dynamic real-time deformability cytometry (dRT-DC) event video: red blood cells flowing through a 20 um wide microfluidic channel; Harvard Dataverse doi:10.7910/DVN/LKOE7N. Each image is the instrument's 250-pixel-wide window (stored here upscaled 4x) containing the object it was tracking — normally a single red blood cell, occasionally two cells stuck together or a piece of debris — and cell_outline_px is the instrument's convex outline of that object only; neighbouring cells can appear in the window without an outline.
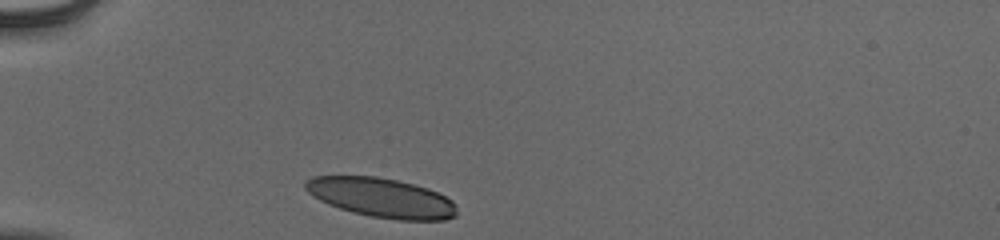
{"species": "human", "species_latin": "Homo sapiens", "temperature_condition": "cold", "stored_images_in_passage": 31, "camera_frame_rate_fps": 3000, "um_per_image_px": 0.085, "donor": {"sex": "male"}, "frame": {"image": 1, "passage_image": 1, "time_ms": 0.0, "image_size_px": [1000, 240], "cell_outline_px": [[456, 216], [444, 220], [396, 220], [372, 216], [352, 212], [328, 204], [312, 196], [304, 188], [304, 184], [312, 176], [376, 176], [396, 180], [428, 188], [452, 200], [456, 204]], "centroid_in_image_um": [32.42, 16.8], "position_along_channel_um": 52.6, "area_um2": 34.68}}
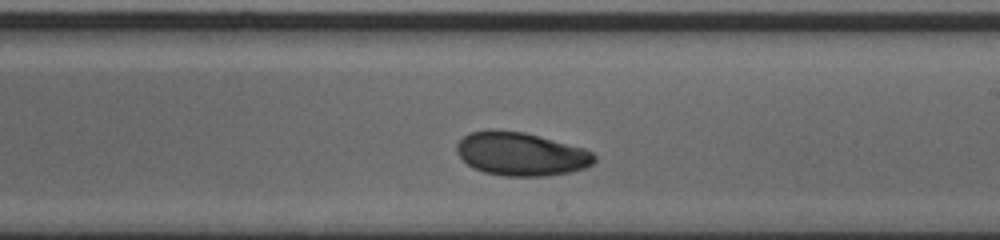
{"frame": {"image": 2, "passage_image": 18, "time_ms": 5.667, "image_size_px": [1000, 240], "cell_outline_px": [[596, 160], [592, 164], [584, 168], [568, 172], [548, 176], [504, 176], [484, 172], [472, 168], [456, 152], [456, 144], [464, 136], [472, 132], [488, 128], [492, 128], [524, 132], [584, 148], [592, 152], [596, 156]], "centroid_in_image_um": [44.26, 13.08], "position_along_channel_um": 244.7, "area_um2": 34.97}}
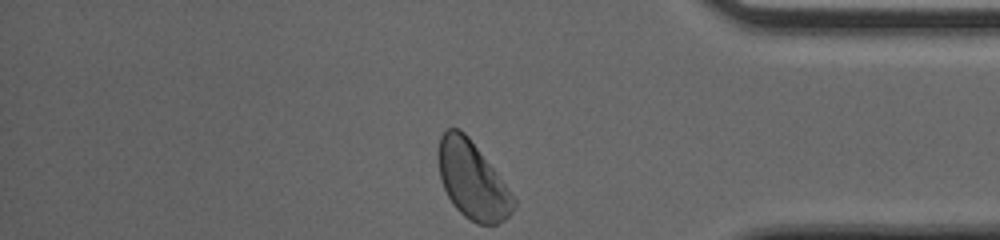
{"frame": {"image": 3, "passage_image": 31, "time_ms": 10.0, "image_size_px": [1000, 240], "cell_outline_px": [[516, 204], [512, 212], [504, 220], [496, 224], [476, 224], [464, 216], [452, 204], [444, 188], [440, 176], [436, 156], [440, 136], [448, 128], [460, 128], [468, 136], [496, 172], [508, 188], [516, 200]], "centroid_in_image_um": [40.12, 15.32], "position_along_channel_um": 395.1, "area_um2": 33.81}, "authors_computed_cell_mechanics": {"area_um2": 34.68, "velocity_mm_per_s": 3.8301, "shape_relaxation_time_tau1_ms": 4.4484, "shape_relaxation_time_tau2_ms": 4.45, "deformation_change_tau1": 0.1365, "deformation_change_tau2": 0.0775}}